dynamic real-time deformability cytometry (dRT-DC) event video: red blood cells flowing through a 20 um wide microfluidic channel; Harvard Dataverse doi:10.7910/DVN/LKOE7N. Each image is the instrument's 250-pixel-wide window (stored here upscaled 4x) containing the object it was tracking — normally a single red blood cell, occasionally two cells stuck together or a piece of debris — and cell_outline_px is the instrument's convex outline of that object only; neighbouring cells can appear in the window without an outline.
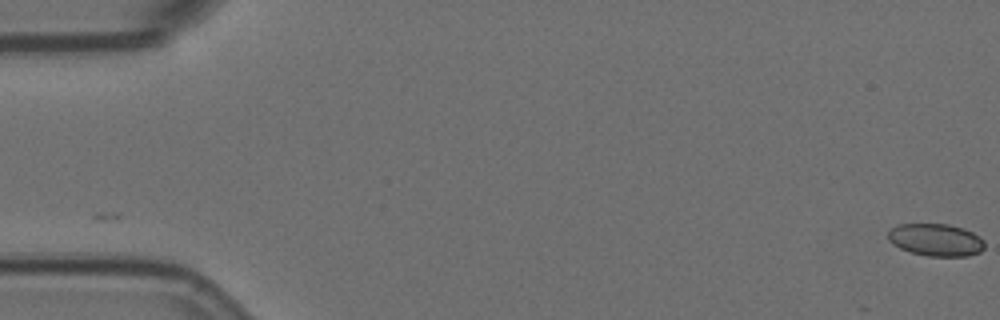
{"species": "Egyptian fruit bat (a non-hibernating species)", "species_latin": "Rousettus aegyptiacus", "temperature_condition": "room temperature", "stored_images_in_passage": 2, "camera_frame_rate_fps": 3000, "um_per_image_px": 0.085, "animal": {"sex": "female"}, "frame": {"image": 1, "passage_image": 2, "time_ms": 0.333, "image_size_px": [1000, 320], "cell_outline_px": [[984, 248], [980, 252], [968, 256], [928, 256], [912, 252], [900, 248], [892, 244], [888, 240], [888, 232], [896, 224], [948, 224], [964, 228], [980, 236], [984, 240]], "centroid_in_image_um": [79.56, 20.38], "position_along_channel_um": 5.4, "area_um2": 18.32}}